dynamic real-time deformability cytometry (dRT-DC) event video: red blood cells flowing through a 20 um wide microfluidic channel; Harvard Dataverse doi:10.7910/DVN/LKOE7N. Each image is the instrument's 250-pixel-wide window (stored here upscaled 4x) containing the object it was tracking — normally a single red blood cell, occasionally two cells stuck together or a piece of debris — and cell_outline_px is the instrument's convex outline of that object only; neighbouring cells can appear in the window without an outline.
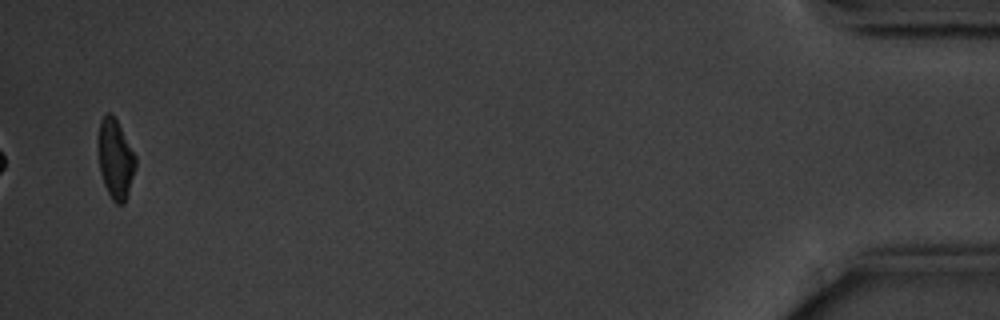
{"species": "common noctule bat (a hibernating species)", "species_latin": "Nyctalus noctula", "temperature_condition": "cold", "stored_images_in_passage": 15, "camera_frame_rate_fps": 3000, "um_per_image_px": 0.085, "animal": {"sex": "male", "body_mass_g": 20.1, "forearm_length_mm": 53.5}, "frame": {"image": 1, "passage_image": 15, "time_ms": 18.0, "image_size_px": [1000, 320], "cell_outline_px": [[136, 168], [124, 204], [116, 204], [112, 200], [104, 184], [100, 172], [96, 144], [96, 140], [100, 120], [108, 112], [116, 120], [136, 156]], "centroid_in_image_um": [9.78, 13.52], "position_along_channel_um": 425.4, "area_um2": 17.46}, "authors_computed_cell_mechanics": {"area_um2": 19.7098, "velocity_mm_per_s": 3.5644, "shape_relaxation_time_tau1_ms": 3.7446, "shape_relaxation_time_tau2_ms": 5.1247, "deformation_change_tau1": 0.1263, "deformation_change_tau2": 0.1039}}